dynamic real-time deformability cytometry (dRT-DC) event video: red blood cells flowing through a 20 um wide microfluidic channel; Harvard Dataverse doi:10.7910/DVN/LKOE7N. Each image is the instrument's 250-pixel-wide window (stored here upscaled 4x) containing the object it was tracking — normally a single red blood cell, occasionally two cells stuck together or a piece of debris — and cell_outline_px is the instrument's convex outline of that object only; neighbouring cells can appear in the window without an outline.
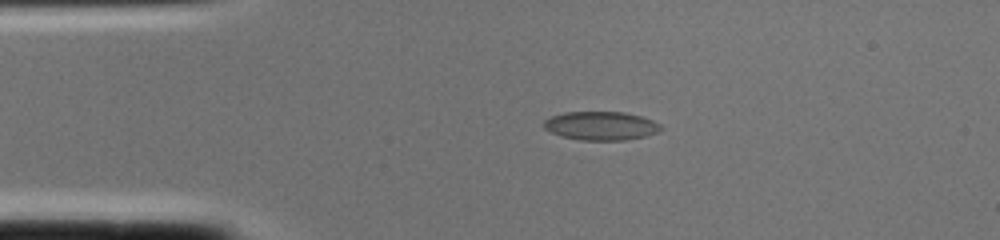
{"species": "common noctule bat (a hibernating species)", "species_latin": "Nyctalus noctula", "temperature_condition": "cold", "stored_images_in_passage": 1, "camera_frame_rate_fps": 3000, "um_per_image_px": 0.085, "animal": {"sex": "female", "body_mass_g": 22.0, "forearm_length_mm": 56.7}, "frame": {"image": 1, "passage_image": 1, "time_ms": 0.0, "image_size_px": [1000, 240], "cell_outline_px": [[664, 128], [660, 132], [648, 136], [624, 140], [580, 140], [560, 136], [544, 128], [544, 120], [552, 116], [564, 112], [624, 112], [640, 116], [652, 120], [660, 124]], "centroid_in_image_um": [51.12, 10.7], "position_along_channel_um": 33.9, "area_um2": 19.65}}